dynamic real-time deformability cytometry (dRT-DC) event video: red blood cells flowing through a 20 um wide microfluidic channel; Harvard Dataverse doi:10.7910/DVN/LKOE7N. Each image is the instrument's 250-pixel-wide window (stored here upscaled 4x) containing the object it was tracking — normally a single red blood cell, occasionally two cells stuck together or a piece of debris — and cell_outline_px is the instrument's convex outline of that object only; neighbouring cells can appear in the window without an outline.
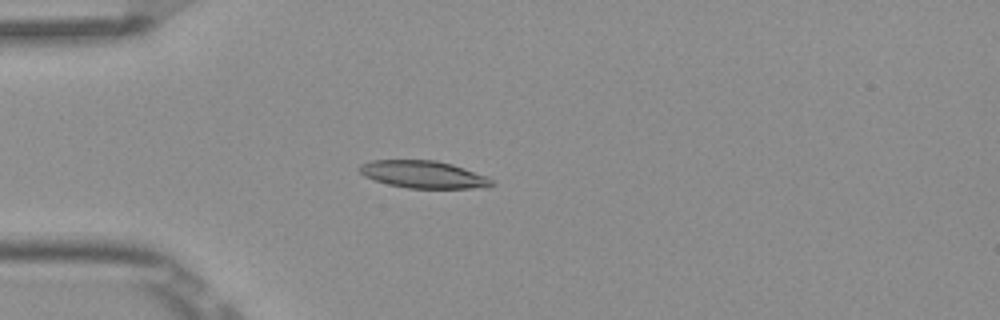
{"species": "Egyptian fruit bat (a non-hibernating species)", "species_latin": "Rousettus aegyptiacus", "temperature_condition": "room temperature", "stored_images_in_passage": 5, "camera_frame_rate_fps": 3000, "um_per_image_px": 0.085, "frame": {"image": 1, "passage_image": 4, "time_ms": 1.0, "image_size_px": [1000, 320], "cell_outline_px": [[496, 184], [488, 188], [408, 188], [388, 184], [364, 176], [356, 168], [360, 164], [372, 160], [436, 160], [452, 164], [488, 176]], "centroid_in_image_um": [36.02, 14.83], "position_along_channel_um": 49.0, "area_um2": 21.27}}